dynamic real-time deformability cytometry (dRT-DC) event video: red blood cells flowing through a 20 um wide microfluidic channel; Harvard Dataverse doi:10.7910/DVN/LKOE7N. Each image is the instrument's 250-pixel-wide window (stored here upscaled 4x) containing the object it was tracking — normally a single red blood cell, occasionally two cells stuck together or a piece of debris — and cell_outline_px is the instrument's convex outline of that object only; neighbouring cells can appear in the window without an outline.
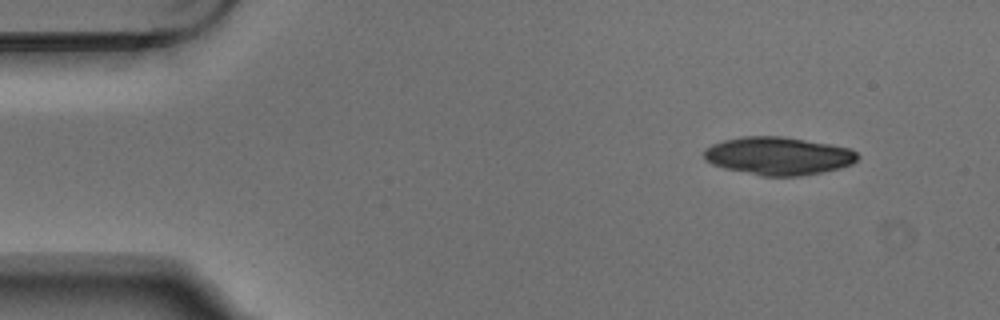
{"species": "Egyptian fruit bat (a non-hibernating species)", "species_latin": "Rousettus aegyptiacus", "temperature_condition": "warm", "stored_images_in_passage": 4, "camera_frame_rate_fps": 3000, "um_per_image_px": 0.085, "animal": {"sex": "male"}, "frame": {"image": 1, "passage_image": 1, "time_ms": 0.0, "image_size_px": [1000, 320], "cell_outline_px": [[860, 156], [852, 164], [840, 168], [800, 176], [760, 176], [724, 168], [712, 164], [704, 160], [704, 148], [712, 144], [724, 140], [740, 136], [784, 136], [832, 144], [848, 148], [856, 152]], "centroid_in_image_um": [66.13, 13.24], "position_along_channel_um": 18.9, "area_um2": 34.22}}